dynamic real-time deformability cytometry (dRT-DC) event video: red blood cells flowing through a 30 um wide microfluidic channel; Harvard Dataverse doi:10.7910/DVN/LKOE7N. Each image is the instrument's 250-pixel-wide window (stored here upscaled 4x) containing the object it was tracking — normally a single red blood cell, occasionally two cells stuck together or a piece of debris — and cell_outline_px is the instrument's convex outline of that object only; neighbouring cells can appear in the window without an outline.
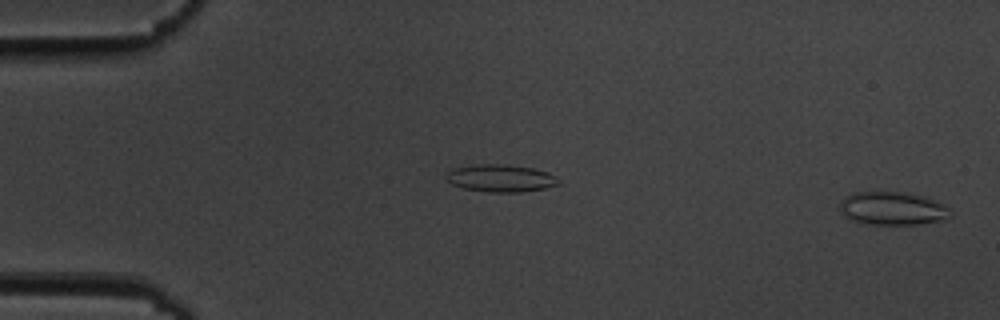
{"species": "common noctule bat (a hibernating species)", "species_latin": "Nyctalus noctula", "temperature_condition": "cold", "stored_images_in_passage": 9, "camera_frame_rate_fps": 3000, "um_per_image_px": 0.085, "animal": {"sex": "male", "body_mass_g": 19.5, "forearm_length_mm": 54.6}, "frame": {"image": 1, "passage_image": 1, "time_ms": 0.0, "image_size_px": [1000, 320], "cell_outline_px": [[952, 216], [940, 220], [920, 224], [872, 224], [856, 220], [848, 216], [840, 208], [840, 200], [852, 192], [904, 192], [924, 196], [944, 204], [952, 212]], "centroid_in_image_um": [75.92, 17.7], "position_along_channel_um": 9.1, "area_um2": 21.1}}